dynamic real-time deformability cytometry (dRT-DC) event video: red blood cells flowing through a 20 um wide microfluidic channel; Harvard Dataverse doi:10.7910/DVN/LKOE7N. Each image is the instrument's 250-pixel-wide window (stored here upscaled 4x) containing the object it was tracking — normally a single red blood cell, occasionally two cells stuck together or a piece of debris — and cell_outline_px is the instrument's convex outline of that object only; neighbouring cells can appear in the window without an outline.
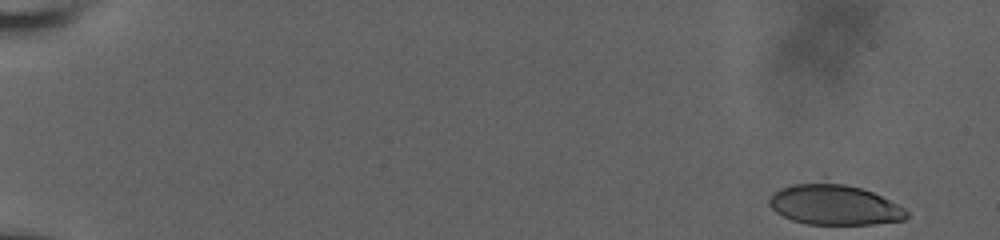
{"species": "human", "species_latin": "Homo sapiens", "temperature_condition": "room temperature", "stored_images_in_passage": 54, "camera_frame_rate_fps": 3000, "um_per_image_px": 0.085, "donor": {"sex": "male"}, "frame": {"image": 1, "passage_image": 1, "time_ms": 0.0, "image_size_px": [1000, 240], "cell_outline_px": [[908, 216], [904, 220], [872, 224], [808, 224], [792, 220], [776, 212], [768, 204], [768, 200], [780, 188], [792, 184], [844, 184], [860, 188], [872, 192], [904, 208], [908, 212]], "centroid_in_image_um": [70.92, 17.43], "position_along_channel_um": 14.1, "area_um2": 31.5}}
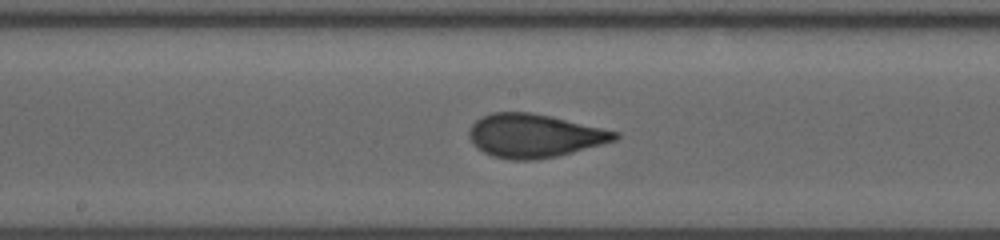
{"frame": {"image": 2, "passage_image": 30, "time_ms": 9.667, "image_size_px": [1000, 240], "cell_outline_px": [[620, 136], [616, 140], [572, 152], [556, 156], [536, 160], [512, 160], [492, 156], [476, 148], [472, 144], [468, 136], [468, 132], [472, 124], [476, 120], [492, 112], [528, 112], [548, 116], [620, 132]], "centroid_in_image_um": [45.37, 11.54], "position_along_channel_um": 202.8, "area_um2": 36.7}}
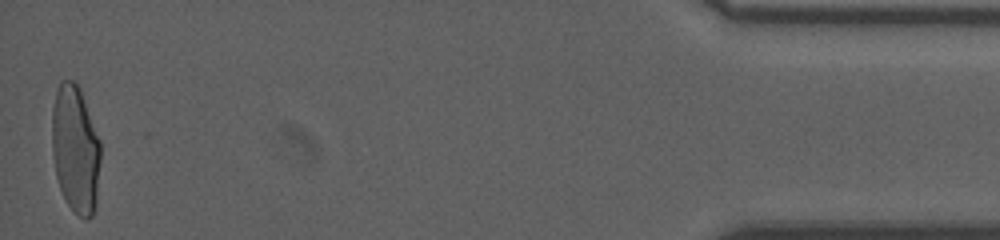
{"frame": {"image": 3, "passage_image": 54, "time_ms": 17.667, "image_size_px": [1000, 240], "cell_outline_px": [[100, 160], [96, 204], [92, 216], [84, 220], [68, 204], [60, 188], [56, 176], [52, 156], [52, 108], [56, 92], [60, 80], [72, 80], [80, 88], [100, 140]], "centroid_in_image_um": [6.41, 12.66], "position_along_channel_um": 428.8, "area_um2": 36.18}, "authors_computed_cell_mechanics": {"area_um2": 35.8649, "velocity_mm_per_s": 3.8365, "shape_relaxation_time_tau1_ms": 7.4294, "shape_relaxation_time_tau2_ms": null, "deformation_change_tau1": 0.225, "deformation_change_tau2": null}}